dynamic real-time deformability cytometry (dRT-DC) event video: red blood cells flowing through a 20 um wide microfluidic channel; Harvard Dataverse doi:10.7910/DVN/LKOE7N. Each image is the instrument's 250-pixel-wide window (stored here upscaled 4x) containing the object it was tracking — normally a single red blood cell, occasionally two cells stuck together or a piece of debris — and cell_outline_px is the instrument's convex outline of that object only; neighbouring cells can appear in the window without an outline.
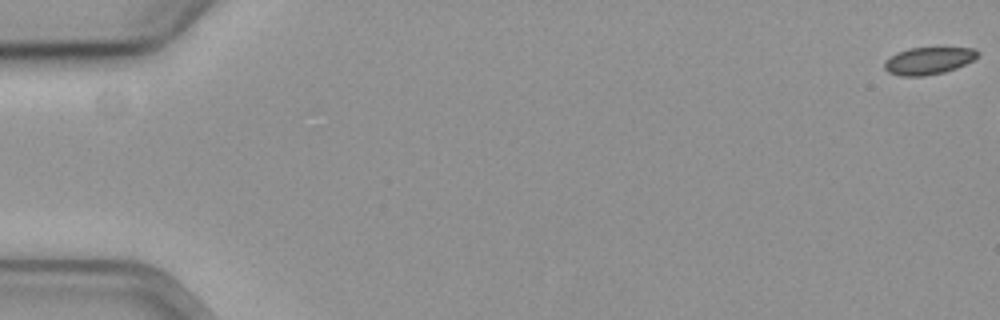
{"species": "common noctule bat (a hibernating species)", "species_latin": "Nyctalus noctula", "temperature_condition": "cold", "stored_images_in_passage": 8, "camera_frame_rate_fps": 3000, "um_per_image_px": 0.085, "animal": {"sex": "female", "body_mass_g": 19.3, "forearm_length_mm": 54.1}, "frame": {"image": 1, "passage_image": 1, "time_ms": 0.0, "image_size_px": [1000, 320], "cell_outline_px": [[980, 52], [972, 60], [956, 68], [944, 72], [924, 76], [900, 76], [888, 72], [884, 68], [884, 60], [896, 52], [908, 48], [976, 48]], "centroid_in_image_um": [78.87, 5.16], "position_along_channel_um": 6.1, "area_um2": 14.8}}